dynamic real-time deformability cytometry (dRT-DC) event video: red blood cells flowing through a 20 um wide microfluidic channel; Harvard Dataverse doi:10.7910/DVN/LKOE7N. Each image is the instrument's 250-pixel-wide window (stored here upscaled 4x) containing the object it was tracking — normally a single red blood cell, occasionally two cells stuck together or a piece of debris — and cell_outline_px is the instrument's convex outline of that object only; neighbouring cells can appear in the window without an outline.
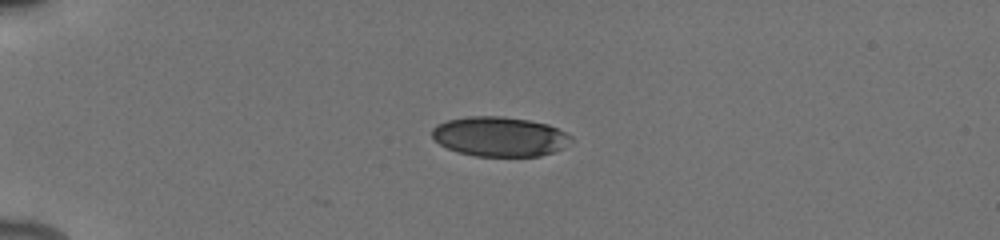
{"species": "human", "species_latin": "Homo sapiens", "temperature_condition": "cold", "stored_images_in_passage": 40, "camera_frame_rate_fps": 3000, "um_per_image_px": 0.085, "donor": {"sex": "male"}, "frame": {"image": 1, "passage_image": 1, "time_ms": 0.0, "image_size_px": [1000, 240], "cell_outline_px": [[572, 140], [564, 148], [540, 156], [476, 156], [460, 152], [448, 148], [440, 144], [432, 136], [432, 128], [436, 124], [444, 120], [468, 116], [500, 116], [528, 120], [548, 124], [572, 136]], "centroid_in_image_um": [42.46, 11.6], "position_along_channel_um": 42.5, "area_um2": 32.14}}
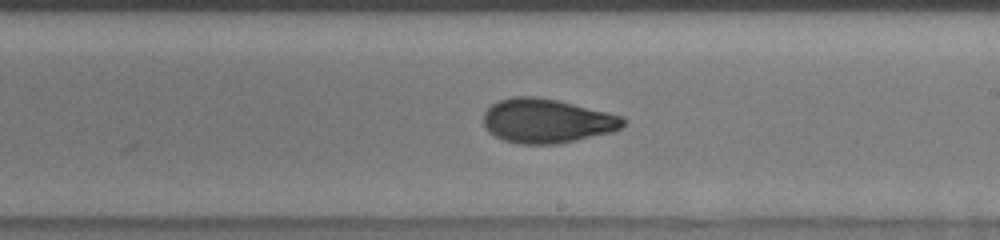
{"frame": {"image": 2, "passage_image": 20, "time_ms": 6.333, "image_size_px": [1000, 240], "cell_outline_px": [[628, 120], [620, 128], [612, 132], [576, 140], [556, 144], [520, 144], [504, 140], [488, 132], [484, 124], [484, 112], [492, 104], [500, 100], [512, 96], [536, 96], [556, 100], [608, 112], [624, 116]], "centroid_in_image_um": [46.49, 10.27], "position_along_channel_um": 242.5, "area_um2": 36.01}}
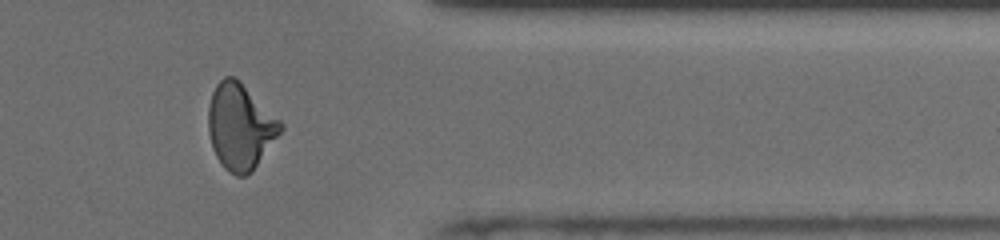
{"frame": {"image": 3, "passage_image": 32, "time_ms": 10.333, "image_size_px": [1000, 240], "cell_outline_px": [[284, 128], [252, 172], [244, 176], [236, 176], [228, 172], [224, 168], [216, 156], [212, 148], [208, 132], [208, 108], [212, 92], [216, 84], [224, 76], [236, 76], [284, 124]], "centroid_in_image_um": [20.41, 10.75], "position_along_channel_um": 391.0, "area_um2": 36.36}, "authors_computed_cell_mechanics": {"area_um2": 35.1135, "velocity_mm_per_s": 3.9297, "shape_relaxation_time_tau1_ms": 3.5488, "shape_relaxation_time_tau2_ms": 1.5359, "deformation_change_tau1": 0.1585, "deformation_change_tau2": 0.0716}}